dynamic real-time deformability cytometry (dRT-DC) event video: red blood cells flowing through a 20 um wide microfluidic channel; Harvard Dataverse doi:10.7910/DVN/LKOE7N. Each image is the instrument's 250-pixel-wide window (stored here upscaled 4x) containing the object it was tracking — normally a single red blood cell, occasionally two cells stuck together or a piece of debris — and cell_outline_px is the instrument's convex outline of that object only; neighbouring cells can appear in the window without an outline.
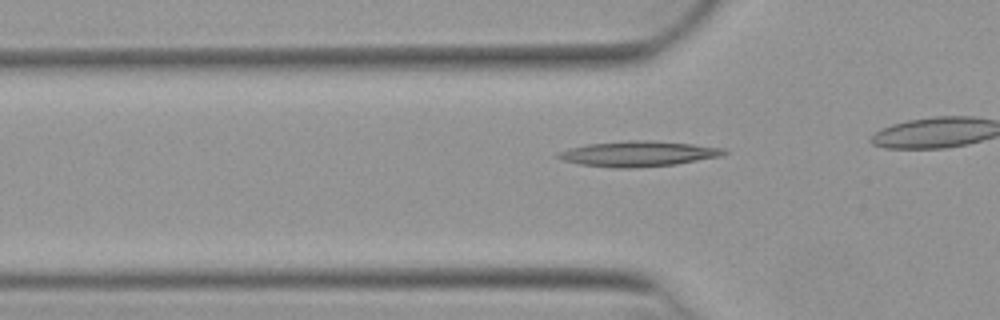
{"species": "Egyptian fruit bat (a non-hibernating species)", "species_latin": "Rousettus aegyptiacus", "temperature_condition": "warm", "stored_images_in_passage": 34, "camera_frame_rate_fps": 3000, "um_per_image_px": 0.085, "animal": {"sex": "female"}, "frame": {"image": 1, "passage_image": 10, "time_ms": 3.0, "image_size_px": [1000, 320], "cell_outline_px": [[728, 152], [720, 156], [676, 164], [636, 168], [612, 168], [580, 164], [564, 160], [556, 156], [556, 152], [568, 148], [588, 144], [628, 140], [652, 140], [692, 144], [724, 148]], "centroid_in_image_um": [54.23, 13.07], "position_along_channel_um": 71.6, "area_um2": 24.57}}
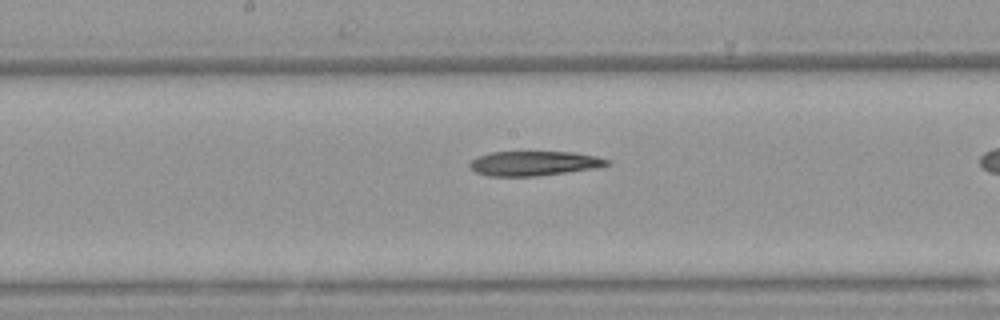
{"frame": {"image": 2, "passage_image": 20, "time_ms": 6.333, "image_size_px": [1000, 320], "cell_outline_px": [[612, 164], [592, 168], [536, 176], [488, 176], [476, 172], [468, 164], [476, 156], [492, 152], [576, 152], [596, 156], [612, 160]], "centroid_in_image_um": [45.4, 13.87], "position_along_channel_um": 202.8, "area_um2": 19.59}}
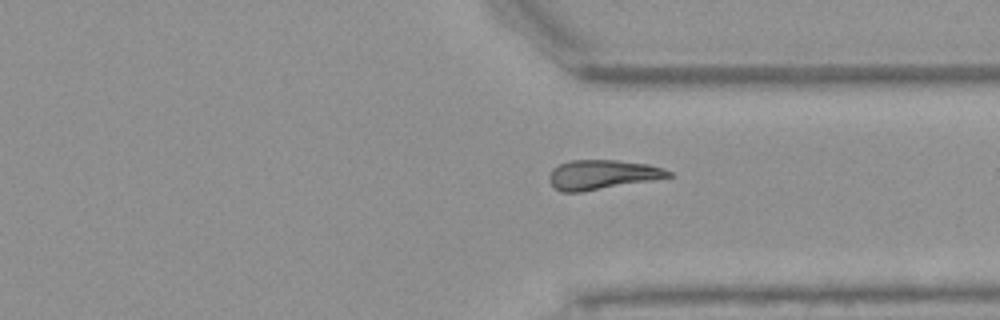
{"frame": {"image": 3, "passage_image": 32, "time_ms": 10.333, "image_size_px": [1000, 320], "cell_outline_px": [[672, 176], [652, 180], [580, 192], [560, 192], [548, 180], [548, 176], [552, 168], [568, 160], [616, 160], [648, 164], [664, 168], [672, 172]], "centroid_in_image_um": [51.16, 14.83], "position_along_channel_um": 360.2, "area_um2": 20.46}}